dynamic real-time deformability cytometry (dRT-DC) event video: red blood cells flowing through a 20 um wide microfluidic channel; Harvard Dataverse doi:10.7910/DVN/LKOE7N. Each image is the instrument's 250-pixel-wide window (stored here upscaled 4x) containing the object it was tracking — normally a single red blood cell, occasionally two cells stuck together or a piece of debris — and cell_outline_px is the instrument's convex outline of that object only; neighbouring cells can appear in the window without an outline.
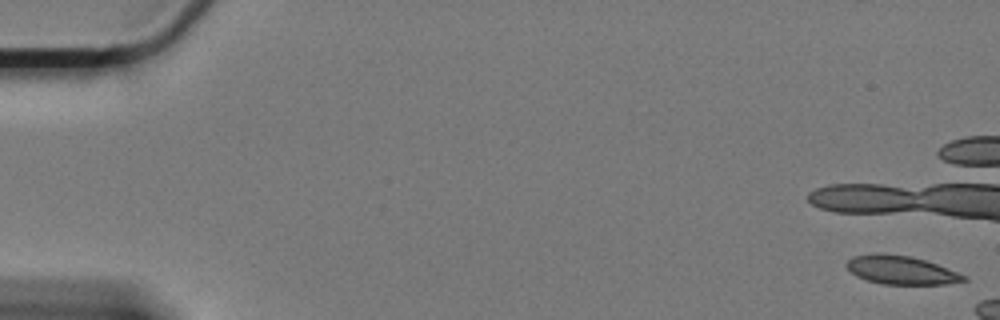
{"species": "Egyptian fruit bat (a non-hibernating species)", "species_latin": "Rousettus aegyptiacus", "temperature_condition": "cold", "stored_images_in_passage": 14, "camera_frame_rate_fps": 3000, "um_per_image_px": 0.085, "animal": {"sex": "female"}, "frame": {"image": 1, "passage_image": 1, "time_ms": 0.0, "image_size_px": [1000, 320], "cell_outline_px": [[968, 280], [944, 284], [880, 284], [856, 276], [844, 264], [848, 260], [856, 256], [908, 256], [924, 260], [936, 264], [968, 276]], "centroid_in_image_um": [76.66, 23.01], "position_along_channel_um": 8.3, "area_um2": 18.55}}